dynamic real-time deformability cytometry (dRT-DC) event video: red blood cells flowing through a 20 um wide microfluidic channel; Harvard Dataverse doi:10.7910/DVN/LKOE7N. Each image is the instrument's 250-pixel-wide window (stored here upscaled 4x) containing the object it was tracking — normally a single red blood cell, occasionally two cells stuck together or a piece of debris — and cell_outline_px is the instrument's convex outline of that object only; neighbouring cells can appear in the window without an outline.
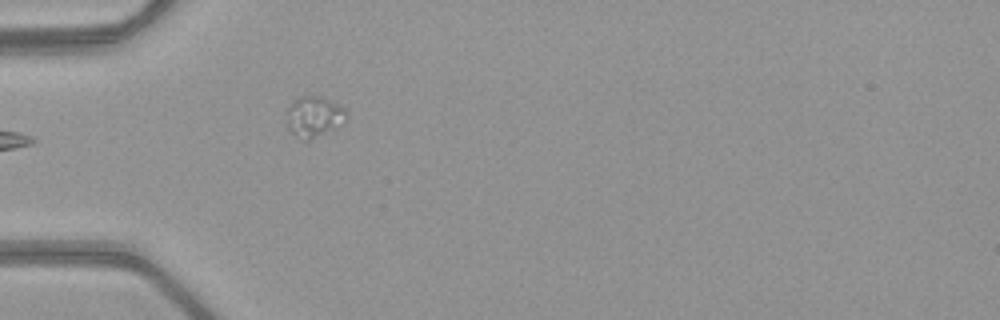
{"species": "common noctule bat (a hibernating species)", "species_latin": "Nyctalus noctula", "temperature_condition": "warm", "stored_images_in_passage": 23, "camera_frame_rate_fps": 3000, "um_per_image_px": 0.085, "animal": {"sex": "female", "body_mass_g": 21.9}, "frame": {"image": 1, "passage_image": 1, "time_ms": 0.0, "image_size_px": [1000, 320], "cell_outline_px": [[348, 116], [344, 120], [308, 140], [304, 140], [292, 132], [288, 128], [288, 108], [292, 100], [300, 96], [320, 96], [340, 104], [344, 108]], "centroid_in_image_um": [26.66, 9.84], "position_along_channel_um": 58.3, "area_um2": 13.53}}
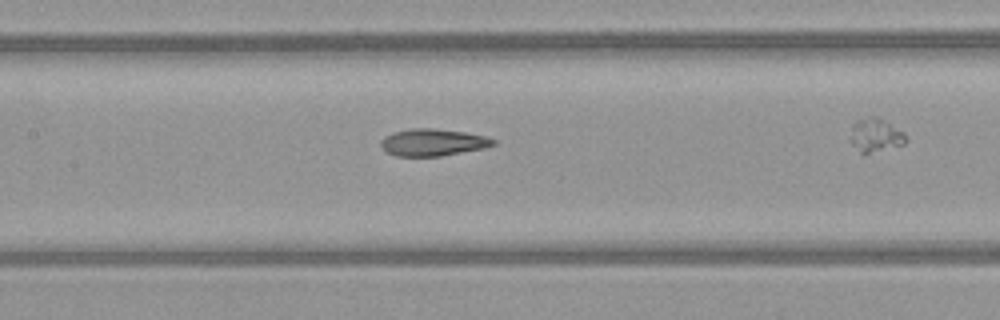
{"frame": {"image": 2, "passage_image": 7, "time_ms": 2.0, "image_size_px": [1000, 320], "cell_outline_px": [[496, 144], [484, 148], [440, 156], [396, 156], [388, 152], [380, 144], [380, 140], [384, 136], [392, 132], [412, 128], [432, 128], [464, 132], [488, 136], [496, 140]], "centroid_in_image_um": [36.8, 12.09], "position_along_channel_um": 170.6, "area_um2": 17.74}}
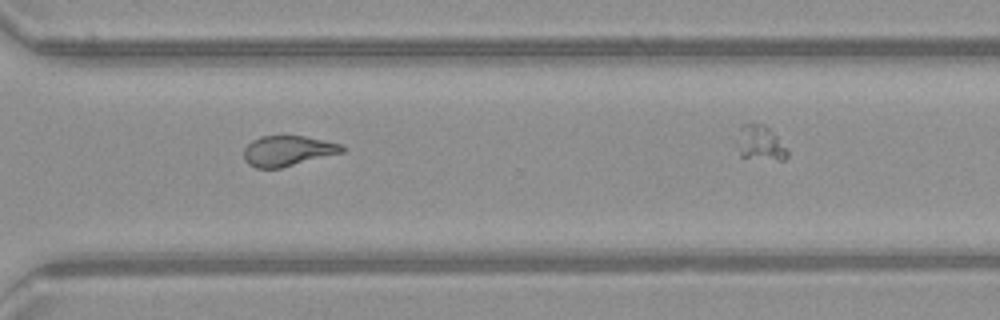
{"frame": {"image": 3, "passage_image": 20, "time_ms": 6.333, "image_size_px": [1000, 320], "cell_outline_px": [[348, 148], [344, 152], [280, 168], [256, 168], [248, 164], [244, 160], [244, 148], [252, 140], [260, 136], [304, 136], [324, 140], [340, 144]], "centroid_in_image_um": [24.46, 12.82], "position_along_channel_um": 346.1, "area_um2": 17.4}}